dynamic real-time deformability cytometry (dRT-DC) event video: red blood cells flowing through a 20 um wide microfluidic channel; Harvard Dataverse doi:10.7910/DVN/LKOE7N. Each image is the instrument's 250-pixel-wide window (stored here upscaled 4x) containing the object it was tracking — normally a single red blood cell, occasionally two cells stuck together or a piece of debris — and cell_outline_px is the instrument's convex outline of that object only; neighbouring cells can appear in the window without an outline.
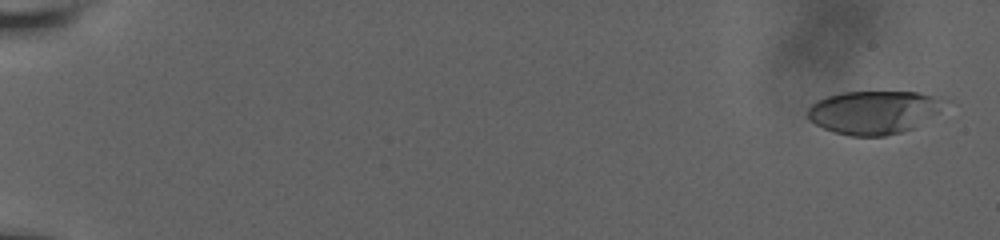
{"species": "human", "species_latin": "Homo sapiens", "temperature_condition": "room temperature", "stored_images_in_passage": 14, "camera_frame_rate_fps": 3000, "um_per_image_px": 0.085, "donor": {"sex": "male"}, "frame": {"image": 1, "passage_image": 2, "time_ms": 0.667, "image_size_px": [1000, 240], "cell_outline_px": [[936, 112], [912, 128], [904, 132], [884, 136], [852, 136], [836, 132], [824, 128], [808, 120], [808, 108], [816, 100], [828, 96], [844, 92], [916, 92], [928, 96], [932, 100], [936, 108]], "centroid_in_image_um": [74.06, 9.57], "position_along_channel_um": 10.9, "area_um2": 33.0}}
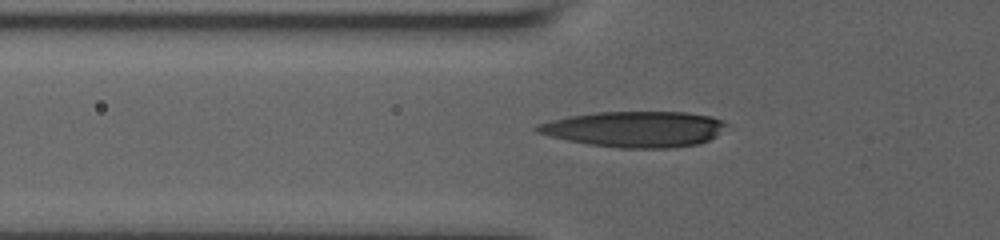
{"frame": {"image": 2, "passage_image": 13, "time_ms": 7.667, "image_size_px": [1000, 240], "cell_outline_px": [[728, 124], [716, 136], [700, 144], [668, 148], [620, 148], [588, 144], [568, 140], [536, 132], [532, 128], [536, 124], [568, 116], [596, 112], [688, 112], [712, 116], [724, 120]], "centroid_in_image_um": [53.97, 10.97], "position_along_channel_um": 71.8, "area_um2": 39.59}}